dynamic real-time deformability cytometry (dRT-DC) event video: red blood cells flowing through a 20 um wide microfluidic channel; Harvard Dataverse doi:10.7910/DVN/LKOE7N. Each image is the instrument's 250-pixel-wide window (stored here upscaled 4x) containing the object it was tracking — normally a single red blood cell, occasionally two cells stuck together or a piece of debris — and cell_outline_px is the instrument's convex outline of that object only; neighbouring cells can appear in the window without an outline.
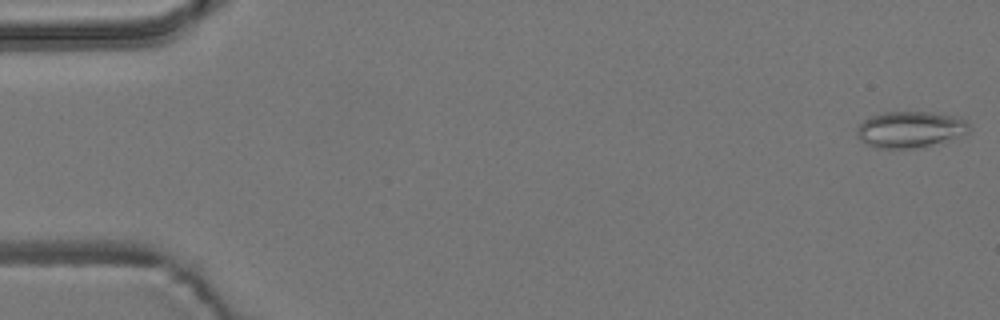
{"species": "common noctule bat (a hibernating species)", "species_latin": "Nyctalus noctula", "temperature_condition": "room temperature", "stored_images_in_passage": 55, "camera_frame_rate_fps": 3000, "um_per_image_px": 0.085, "animal": {"sex": "male", "body_mass_g": 19.2, "forearm_length_mm": 51.8}, "frame": {"image": 1, "passage_image": 1, "time_ms": 0.0, "image_size_px": [1000, 320], "cell_outline_px": [[972, 128], [968, 132], [924, 148], [876, 148], [868, 144], [856, 132], [856, 128], [864, 120], [872, 116], [884, 112], [932, 112], [960, 116], [968, 120]], "centroid_in_image_um": [77.44, 10.99], "position_along_channel_um": 7.6, "area_um2": 23.81}}
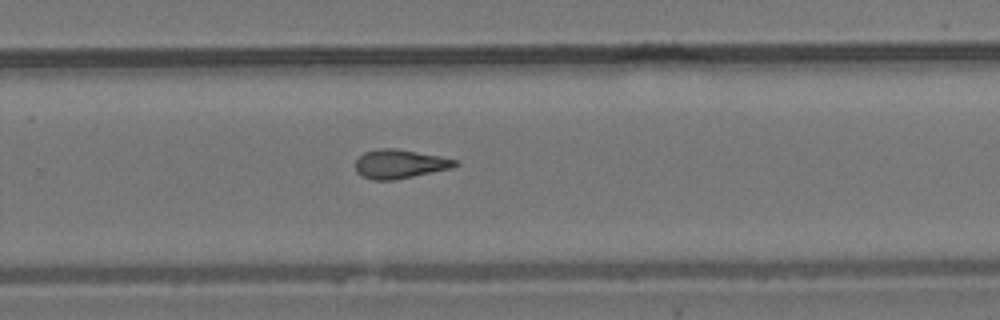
{"frame": {"image": 2, "passage_image": 36, "time_ms": 11.667, "image_size_px": [1000, 320], "cell_outline_px": [[460, 164], [452, 168], [396, 180], [372, 180], [356, 172], [356, 160], [364, 152], [376, 148], [396, 148], [440, 156], [456, 160]], "centroid_in_image_um": [33.98, 13.93], "position_along_channel_um": 295.8, "area_um2": 16.88}}
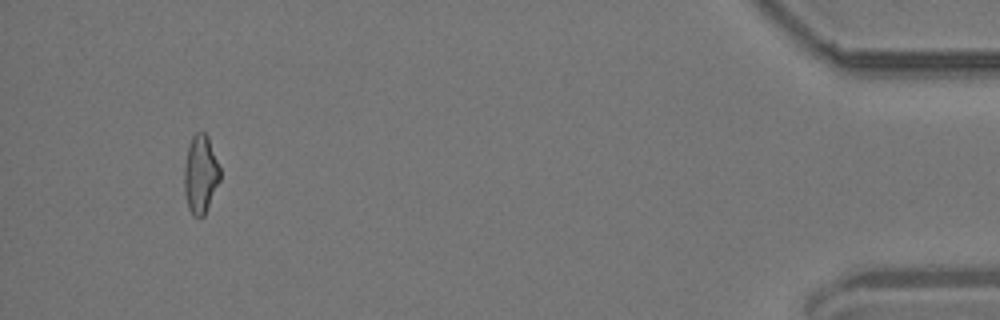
{"frame": {"image": 3, "passage_image": 52, "time_ms": 17.0, "image_size_px": [1000, 320], "cell_outline_px": [[220, 180], [204, 216], [200, 220], [192, 216], [188, 208], [184, 192], [184, 168], [188, 148], [192, 136], [196, 132], [204, 132], [208, 136], [220, 168]], "centroid_in_image_um": [17.04, 14.86], "position_along_channel_um": 418.2, "area_um2": 16.47}, "authors_computed_cell_mechanics": {"area_um2": 16.8198, "velocity_mm_per_s": 3.7306, "shape_relaxation_time_tau1_ms": null, "shape_relaxation_time_tau2_ms": 4.5304, "deformation_change_tau1": null, "deformation_change_tau2": 0.155}}